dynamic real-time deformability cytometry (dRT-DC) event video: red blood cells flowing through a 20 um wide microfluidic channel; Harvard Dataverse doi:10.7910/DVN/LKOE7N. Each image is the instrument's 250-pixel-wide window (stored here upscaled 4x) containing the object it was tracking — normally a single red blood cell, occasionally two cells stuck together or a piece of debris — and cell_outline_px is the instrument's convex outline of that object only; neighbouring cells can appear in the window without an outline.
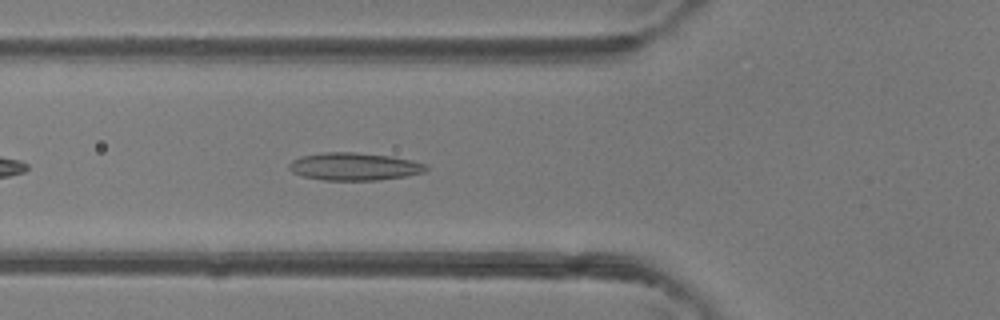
{"species": "common noctule bat (a hibernating species)", "species_latin": "Nyctalus noctula", "temperature_condition": "room temperature", "stored_images_in_passage": 34, "camera_frame_rate_fps": 3000, "um_per_image_px": 0.085, "animal": {"sex": "female"}, "frame": {"image": 1, "passage_image": 5, "time_ms": 1.333, "image_size_px": [1000, 320], "cell_outline_px": [[428, 168], [424, 172], [408, 176], [376, 180], [324, 180], [304, 176], [292, 172], [288, 168], [288, 164], [292, 160], [300, 156], [324, 152], [356, 152], [392, 156], [412, 160], [428, 164]], "centroid_in_image_um": [30.13, 14.15], "position_along_channel_um": 95.7, "area_um2": 22.25}}
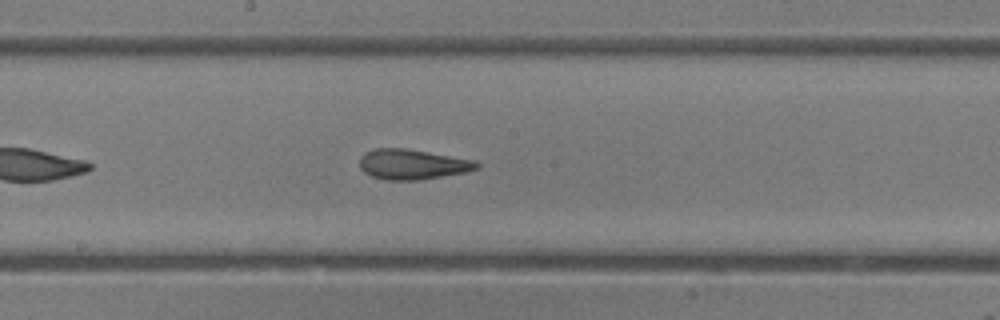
{"frame": {"image": 2, "passage_image": 13, "time_ms": 4.0, "image_size_px": [1000, 320], "cell_outline_px": [[480, 168], [464, 172], [420, 180], [384, 180], [372, 176], [364, 172], [360, 168], [360, 156], [364, 152], [372, 148], [408, 148], [476, 160], [480, 164]], "centroid_in_image_um": [35.04, 13.95], "position_along_channel_um": 213.2, "area_um2": 20.87}}
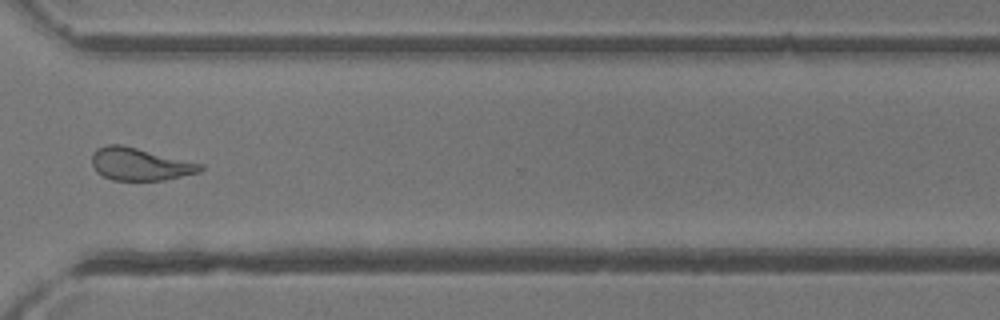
{"frame": {"image": 3, "passage_image": 23, "time_ms": 7.333, "image_size_px": [1000, 320], "cell_outline_px": [[204, 168], [200, 172], [164, 180], [112, 180], [96, 172], [92, 164], [92, 156], [96, 148], [104, 144], [120, 144], [204, 164]], "centroid_in_image_um": [11.88, 13.95], "position_along_channel_um": 358.7, "area_um2": 20.58}, "authors_computed_cell_mechanics": {"area_um2": 21.0681, "velocity_mm_per_s": 4.3884, "shape_relaxation_time_tau1_ms": 7.6496, "shape_relaxation_time_tau2_ms": 1.68, "deformation_change_tau1": 0.2042, "deformation_change_tau2": 0.0999}}